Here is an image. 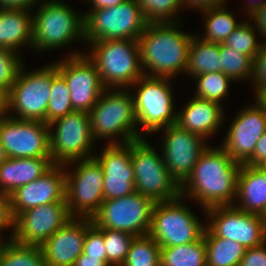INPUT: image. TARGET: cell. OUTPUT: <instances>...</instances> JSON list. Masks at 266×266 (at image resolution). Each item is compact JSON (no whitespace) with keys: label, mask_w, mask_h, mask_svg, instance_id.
Segmentation results:
<instances>
[{"label":"cell","mask_w":266,"mask_h":266,"mask_svg":"<svg viewBox=\"0 0 266 266\" xmlns=\"http://www.w3.org/2000/svg\"><path fill=\"white\" fill-rule=\"evenodd\" d=\"M51 157L8 158L0 165V193L10 195L46 173L52 166Z\"/></svg>","instance_id":"obj_24"},{"label":"cell","mask_w":266,"mask_h":266,"mask_svg":"<svg viewBox=\"0 0 266 266\" xmlns=\"http://www.w3.org/2000/svg\"><path fill=\"white\" fill-rule=\"evenodd\" d=\"M221 72L225 73L233 81L243 80L245 77L253 79L254 60L246 54L237 52L224 44H221Z\"/></svg>","instance_id":"obj_34"},{"label":"cell","mask_w":266,"mask_h":266,"mask_svg":"<svg viewBox=\"0 0 266 266\" xmlns=\"http://www.w3.org/2000/svg\"><path fill=\"white\" fill-rule=\"evenodd\" d=\"M50 91L45 119V123L48 125L54 120L75 111L71 104L70 90L68 89L67 83L57 72L54 63H52V86Z\"/></svg>","instance_id":"obj_31"},{"label":"cell","mask_w":266,"mask_h":266,"mask_svg":"<svg viewBox=\"0 0 266 266\" xmlns=\"http://www.w3.org/2000/svg\"><path fill=\"white\" fill-rule=\"evenodd\" d=\"M148 23H177L172 18L183 7L182 0H137ZM173 19V20H172Z\"/></svg>","instance_id":"obj_37"},{"label":"cell","mask_w":266,"mask_h":266,"mask_svg":"<svg viewBox=\"0 0 266 266\" xmlns=\"http://www.w3.org/2000/svg\"><path fill=\"white\" fill-rule=\"evenodd\" d=\"M205 18V36L202 40L206 42H213L216 44H223L227 37L241 25V23L235 21L233 13L228 12L224 5L209 8L203 11Z\"/></svg>","instance_id":"obj_30"},{"label":"cell","mask_w":266,"mask_h":266,"mask_svg":"<svg viewBox=\"0 0 266 266\" xmlns=\"http://www.w3.org/2000/svg\"><path fill=\"white\" fill-rule=\"evenodd\" d=\"M266 163V132L258 140L252 157L245 163L249 166H263Z\"/></svg>","instance_id":"obj_44"},{"label":"cell","mask_w":266,"mask_h":266,"mask_svg":"<svg viewBox=\"0 0 266 266\" xmlns=\"http://www.w3.org/2000/svg\"><path fill=\"white\" fill-rule=\"evenodd\" d=\"M160 266H207L204 236L192 243L161 247Z\"/></svg>","instance_id":"obj_29"},{"label":"cell","mask_w":266,"mask_h":266,"mask_svg":"<svg viewBox=\"0 0 266 266\" xmlns=\"http://www.w3.org/2000/svg\"><path fill=\"white\" fill-rule=\"evenodd\" d=\"M240 266H266V242L253 248H247Z\"/></svg>","instance_id":"obj_41"},{"label":"cell","mask_w":266,"mask_h":266,"mask_svg":"<svg viewBox=\"0 0 266 266\" xmlns=\"http://www.w3.org/2000/svg\"><path fill=\"white\" fill-rule=\"evenodd\" d=\"M39 5L32 16L34 50L65 47L76 38L84 40L83 14H75L72 8L60 0H47Z\"/></svg>","instance_id":"obj_5"},{"label":"cell","mask_w":266,"mask_h":266,"mask_svg":"<svg viewBox=\"0 0 266 266\" xmlns=\"http://www.w3.org/2000/svg\"><path fill=\"white\" fill-rule=\"evenodd\" d=\"M224 2L225 0H182L183 7L185 4L186 7L200 9L199 11L202 13L203 11H206L209 8L222 6Z\"/></svg>","instance_id":"obj_45"},{"label":"cell","mask_w":266,"mask_h":266,"mask_svg":"<svg viewBox=\"0 0 266 266\" xmlns=\"http://www.w3.org/2000/svg\"><path fill=\"white\" fill-rule=\"evenodd\" d=\"M260 217H261L262 222H263V224H264V226H265V228H266V207H265V209L263 210V212L260 214Z\"/></svg>","instance_id":"obj_55"},{"label":"cell","mask_w":266,"mask_h":266,"mask_svg":"<svg viewBox=\"0 0 266 266\" xmlns=\"http://www.w3.org/2000/svg\"><path fill=\"white\" fill-rule=\"evenodd\" d=\"M70 163L77 164V168L71 174L65 171L68 210L72 217L92 218L104 201L103 169L94 157Z\"/></svg>","instance_id":"obj_12"},{"label":"cell","mask_w":266,"mask_h":266,"mask_svg":"<svg viewBox=\"0 0 266 266\" xmlns=\"http://www.w3.org/2000/svg\"><path fill=\"white\" fill-rule=\"evenodd\" d=\"M0 118V143L10 158L51 157L50 128L42 121Z\"/></svg>","instance_id":"obj_15"},{"label":"cell","mask_w":266,"mask_h":266,"mask_svg":"<svg viewBox=\"0 0 266 266\" xmlns=\"http://www.w3.org/2000/svg\"><path fill=\"white\" fill-rule=\"evenodd\" d=\"M177 26L178 22L147 23L138 38L145 76L172 79L180 72L185 73L193 35L181 32Z\"/></svg>","instance_id":"obj_2"},{"label":"cell","mask_w":266,"mask_h":266,"mask_svg":"<svg viewBox=\"0 0 266 266\" xmlns=\"http://www.w3.org/2000/svg\"><path fill=\"white\" fill-rule=\"evenodd\" d=\"M256 104L264 111L266 115V87H256Z\"/></svg>","instance_id":"obj_50"},{"label":"cell","mask_w":266,"mask_h":266,"mask_svg":"<svg viewBox=\"0 0 266 266\" xmlns=\"http://www.w3.org/2000/svg\"><path fill=\"white\" fill-rule=\"evenodd\" d=\"M84 41L138 40L147 26L137 0H126L117 6L86 12Z\"/></svg>","instance_id":"obj_7"},{"label":"cell","mask_w":266,"mask_h":266,"mask_svg":"<svg viewBox=\"0 0 266 266\" xmlns=\"http://www.w3.org/2000/svg\"><path fill=\"white\" fill-rule=\"evenodd\" d=\"M228 129L221 147L234 161L245 164L266 132V115L256 104L246 107L238 112Z\"/></svg>","instance_id":"obj_19"},{"label":"cell","mask_w":266,"mask_h":266,"mask_svg":"<svg viewBox=\"0 0 266 266\" xmlns=\"http://www.w3.org/2000/svg\"><path fill=\"white\" fill-rule=\"evenodd\" d=\"M103 228L97 227L91 218H86V236L83 253L89 257H107Z\"/></svg>","instance_id":"obj_40"},{"label":"cell","mask_w":266,"mask_h":266,"mask_svg":"<svg viewBox=\"0 0 266 266\" xmlns=\"http://www.w3.org/2000/svg\"><path fill=\"white\" fill-rule=\"evenodd\" d=\"M253 85L266 87V44L263 43L260 52L254 60Z\"/></svg>","instance_id":"obj_42"},{"label":"cell","mask_w":266,"mask_h":266,"mask_svg":"<svg viewBox=\"0 0 266 266\" xmlns=\"http://www.w3.org/2000/svg\"><path fill=\"white\" fill-rule=\"evenodd\" d=\"M22 62L15 51L0 47V90L5 95L16 81Z\"/></svg>","instance_id":"obj_39"},{"label":"cell","mask_w":266,"mask_h":266,"mask_svg":"<svg viewBox=\"0 0 266 266\" xmlns=\"http://www.w3.org/2000/svg\"><path fill=\"white\" fill-rule=\"evenodd\" d=\"M124 1L126 0H90L89 2L93 6V9L90 11L99 10L106 7L117 6Z\"/></svg>","instance_id":"obj_49"},{"label":"cell","mask_w":266,"mask_h":266,"mask_svg":"<svg viewBox=\"0 0 266 266\" xmlns=\"http://www.w3.org/2000/svg\"><path fill=\"white\" fill-rule=\"evenodd\" d=\"M27 9H0V47L17 49L29 44L32 47V15Z\"/></svg>","instance_id":"obj_26"},{"label":"cell","mask_w":266,"mask_h":266,"mask_svg":"<svg viewBox=\"0 0 266 266\" xmlns=\"http://www.w3.org/2000/svg\"><path fill=\"white\" fill-rule=\"evenodd\" d=\"M164 130L162 158L171 176L181 186L191 175L194 165L208 145L203 137L176 124Z\"/></svg>","instance_id":"obj_18"},{"label":"cell","mask_w":266,"mask_h":266,"mask_svg":"<svg viewBox=\"0 0 266 266\" xmlns=\"http://www.w3.org/2000/svg\"><path fill=\"white\" fill-rule=\"evenodd\" d=\"M0 266H46L41 246L9 240L0 256Z\"/></svg>","instance_id":"obj_32"},{"label":"cell","mask_w":266,"mask_h":266,"mask_svg":"<svg viewBox=\"0 0 266 266\" xmlns=\"http://www.w3.org/2000/svg\"><path fill=\"white\" fill-rule=\"evenodd\" d=\"M56 126L55 134L52 128ZM50 154L53 164L69 165L70 162L92 158L91 147L95 140L91 133L89 113L73 111L49 124Z\"/></svg>","instance_id":"obj_11"},{"label":"cell","mask_w":266,"mask_h":266,"mask_svg":"<svg viewBox=\"0 0 266 266\" xmlns=\"http://www.w3.org/2000/svg\"><path fill=\"white\" fill-rule=\"evenodd\" d=\"M70 90V100L76 111L89 112L106 89L96 65L80 52L54 63Z\"/></svg>","instance_id":"obj_14"},{"label":"cell","mask_w":266,"mask_h":266,"mask_svg":"<svg viewBox=\"0 0 266 266\" xmlns=\"http://www.w3.org/2000/svg\"><path fill=\"white\" fill-rule=\"evenodd\" d=\"M254 1V0H253ZM251 1V2H249V3H247L248 5L246 6L247 7V12H248V14L250 15V16H252L259 8H261L265 3H266V0H262V1H260V2H256V1Z\"/></svg>","instance_id":"obj_51"},{"label":"cell","mask_w":266,"mask_h":266,"mask_svg":"<svg viewBox=\"0 0 266 266\" xmlns=\"http://www.w3.org/2000/svg\"><path fill=\"white\" fill-rule=\"evenodd\" d=\"M195 79H197V88L194 97L217 102L220 105L222 98L228 94L229 83L233 81L223 72L203 73Z\"/></svg>","instance_id":"obj_35"},{"label":"cell","mask_w":266,"mask_h":266,"mask_svg":"<svg viewBox=\"0 0 266 266\" xmlns=\"http://www.w3.org/2000/svg\"><path fill=\"white\" fill-rule=\"evenodd\" d=\"M232 206H215L205 210L211 222L206 228L215 236L230 239L246 249L266 242V228L260 214L249 213Z\"/></svg>","instance_id":"obj_16"},{"label":"cell","mask_w":266,"mask_h":266,"mask_svg":"<svg viewBox=\"0 0 266 266\" xmlns=\"http://www.w3.org/2000/svg\"><path fill=\"white\" fill-rule=\"evenodd\" d=\"M207 266H240L246 248L230 239L213 235L207 228L204 230Z\"/></svg>","instance_id":"obj_28"},{"label":"cell","mask_w":266,"mask_h":266,"mask_svg":"<svg viewBox=\"0 0 266 266\" xmlns=\"http://www.w3.org/2000/svg\"><path fill=\"white\" fill-rule=\"evenodd\" d=\"M170 78L143 75L133 85L138 86L133 95L137 123L145 133H153L176 123Z\"/></svg>","instance_id":"obj_10"},{"label":"cell","mask_w":266,"mask_h":266,"mask_svg":"<svg viewBox=\"0 0 266 266\" xmlns=\"http://www.w3.org/2000/svg\"><path fill=\"white\" fill-rule=\"evenodd\" d=\"M236 206L245 212L261 214L266 207V170L262 166L242 164L238 174Z\"/></svg>","instance_id":"obj_25"},{"label":"cell","mask_w":266,"mask_h":266,"mask_svg":"<svg viewBox=\"0 0 266 266\" xmlns=\"http://www.w3.org/2000/svg\"><path fill=\"white\" fill-rule=\"evenodd\" d=\"M64 165L54 164L40 178L18 187L10 195L11 212L19 213L53 202H66V174Z\"/></svg>","instance_id":"obj_20"},{"label":"cell","mask_w":266,"mask_h":266,"mask_svg":"<svg viewBox=\"0 0 266 266\" xmlns=\"http://www.w3.org/2000/svg\"><path fill=\"white\" fill-rule=\"evenodd\" d=\"M241 163L234 161L222 147H207L194 165L191 175L181 185V196L200 202L206 210L232 206L236 199ZM187 195V196H186Z\"/></svg>","instance_id":"obj_1"},{"label":"cell","mask_w":266,"mask_h":266,"mask_svg":"<svg viewBox=\"0 0 266 266\" xmlns=\"http://www.w3.org/2000/svg\"><path fill=\"white\" fill-rule=\"evenodd\" d=\"M106 88L96 105L88 112L93 139L109 138L107 145H123L143 138L135 127L137 123L133 94L125 89ZM141 133V134H140ZM119 141L112 139L117 136ZM120 135V136H119ZM122 141V142H121Z\"/></svg>","instance_id":"obj_3"},{"label":"cell","mask_w":266,"mask_h":266,"mask_svg":"<svg viewBox=\"0 0 266 266\" xmlns=\"http://www.w3.org/2000/svg\"><path fill=\"white\" fill-rule=\"evenodd\" d=\"M1 239H3V238L1 237V233H0V256L2 255V252L5 248V246L7 245L8 240H10V239H7L6 240L7 242L4 243Z\"/></svg>","instance_id":"obj_54"},{"label":"cell","mask_w":266,"mask_h":266,"mask_svg":"<svg viewBox=\"0 0 266 266\" xmlns=\"http://www.w3.org/2000/svg\"><path fill=\"white\" fill-rule=\"evenodd\" d=\"M255 29L246 21H243L223 43L225 46L237 52L249 55L253 60L261 50L263 43L257 41ZM258 42V43H257Z\"/></svg>","instance_id":"obj_38"},{"label":"cell","mask_w":266,"mask_h":266,"mask_svg":"<svg viewBox=\"0 0 266 266\" xmlns=\"http://www.w3.org/2000/svg\"><path fill=\"white\" fill-rule=\"evenodd\" d=\"M8 158L9 157L7 155L6 149L0 143V165L3 164Z\"/></svg>","instance_id":"obj_53"},{"label":"cell","mask_w":266,"mask_h":266,"mask_svg":"<svg viewBox=\"0 0 266 266\" xmlns=\"http://www.w3.org/2000/svg\"><path fill=\"white\" fill-rule=\"evenodd\" d=\"M40 0H0V9H27L35 6Z\"/></svg>","instance_id":"obj_46"},{"label":"cell","mask_w":266,"mask_h":266,"mask_svg":"<svg viewBox=\"0 0 266 266\" xmlns=\"http://www.w3.org/2000/svg\"><path fill=\"white\" fill-rule=\"evenodd\" d=\"M262 167L266 170V163Z\"/></svg>","instance_id":"obj_56"},{"label":"cell","mask_w":266,"mask_h":266,"mask_svg":"<svg viewBox=\"0 0 266 266\" xmlns=\"http://www.w3.org/2000/svg\"><path fill=\"white\" fill-rule=\"evenodd\" d=\"M93 157L104 172V200L124 197L136 191L130 142L123 145H107L100 157Z\"/></svg>","instance_id":"obj_21"},{"label":"cell","mask_w":266,"mask_h":266,"mask_svg":"<svg viewBox=\"0 0 266 266\" xmlns=\"http://www.w3.org/2000/svg\"><path fill=\"white\" fill-rule=\"evenodd\" d=\"M103 237L107 263L110 266H122L135 236L124 231L103 229Z\"/></svg>","instance_id":"obj_36"},{"label":"cell","mask_w":266,"mask_h":266,"mask_svg":"<svg viewBox=\"0 0 266 266\" xmlns=\"http://www.w3.org/2000/svg\"><path fill=\"white\" fill-rule=\"evenodd\" d=\"M197 35L194 34L190 42L185 73L195 78L203 73L221 72V44L206 42Z\"/></svg>","instance_id":"obj_27"},{"label":"cell","mask_w":266,"mask_h":266,"mask_svg":"<svg viewBox=\"0 0 266 266\" xmlns=\"http://www.w3.org/2000/svg\"><path fill=\"white\" fill-rule=\"evenodd\" d=\"M51 86L52 64L27 73L22 65L16 81L5 96V114L11 110L18 115L15 119L45 123Z\"/></svg>","instance_id":"obj_9"},{"label":"cell","mask_w":266,"mask_h":266,"mask_svg":"<svg viewBox=\"0 0 266 266\" xmlns=\"http://www.w3.org/2000/svg\"><path fill=\"white\" fill-rule=\"evenodd\" d=\"M86 218L73 217L41 246L46 266H74L83 253Z\"/></svg>","instance_id":"obj_22"},{"label":"cell","mask_w":266,"mask_h":266,"mask_svg":"<svg viewBox=\"0 0 266 266\" xmlns=\"http://www.w3.org/2000/svg\"><path fill=\"white\" fill-rule=\"evenodd\" d=\"M160 245L149 235L135 236L122 266H160Z\"/></svg>","instance_id":"obj_33"},{"label":"cell","mask_w":266,"mask_h":266,"mask_svg":"<svg viewBox=\"0 0 266 266\" xmlns=\"http://www.w3.org/2000/svg\"><path fill=\"white\" fill-rule=\"evenodd\" d=\"M90 45L93 51L87 56L96 65L105 88L127 89L144 75L138 40H99Z\"/></svg>","instance_id":"obj_4"},{"label":"cell","mask_w":266,"mask_h":266,"mask_svg":"<svg viewBox=\"0 0 266 266\" xmlns=\"http://www.w3.org/2000/svg\"><path fill=\"white\" fill-rule=\"evenodd\" d=\"M181 112L177 111L176 125L204 139L212 136L223 123L222 105L217 102L191 98Z\"/></svg>","instance_id":"obj_23"},{"label":"cell","mask_w":266,"mask_h":266,"mask_svg":"<svg viewBox=\"0 0 266 266\" xmlns=\"http://www.w3.org/2000/svg\"><path fill=\"white\" fill-rule=\"evenodd\" d=\"M72 218L66 202H53L30 208L14 218L12 239L24 245L42 246Z\"/></svg>","instance_id":"obj_17"},{"label":"cell","mask_w":266,"mask_h":266,"mask_svg":"<svg viewBox=\"0 0 266 266\" xmlns=\"http://www.w3.org/2000/svg\"><path fill=\"white\" fill-rule=\"evenodd\" d=\"M250 17L254 20L255 25L253 26H257V28H254L258 29L261 36L263 35L266 38V3Z\"/></svg>","instance_id":"obj_48"},{"label":"cell","mask_w":266,"mask_h":266,"mask_svg":"<svg viewBox=\"0 0 266 266\" xmlns=\"http://www.w3.org/2000/svg\"><path fill=\"white\" fill-rule=\"evenodd\" d=\"M183 197L156 202L152 211L149 235L160 247H171L195 242L203 237L206 226L181 204Z\"/></svg>","instance_id":"obj_8"},{"label":"cell","mask_w":266,"mask_h":266,"mask_svg":"<svg viewBox=\"0 0 266 266\" xmlns=\"http://www.w3.org/2000/svg\"><path fill=\"white\" fill-rule=\"evenodd\" d=\"M131 162L134 168L135 190L156 202H165L181 196V186L171 176L162 155L140 138L130 142Z\"/></svg>","instance_id":"obj_6"},{"label":"cell","mask_w":266,"mask_h":266,"mask_svg":"<svg viewBox=\"0 0 266 266\" xmlns=\"http://www.w3.org/2000/svg\"><path fill=\"white\" fill-rule=\"evenodd\" d=\"M154 204L153 200L135 191L124 197L104 200L91 219L99 228L124 231L133 236L147 235Z\"/></svg>","instance_id":"obj_13"},{"label":"cell","mask_w":266,"mask_h":266,"mask_svg":"<svg viewBox=\"0 0 266 266\" xmlns=\"http://www.w3.org/2000/svg\"><path fill=\"white\" fill-rule=\"evenodd\" d=\"M5 96L0 90V118L5 114Z\"/></svg>","instance_id":"obj_52"},{"label":"cell","mask_w":266,"mask_h":266,"mask_svg":"<svg viewBox=\"0 0 266 266\" xmlns=\"http://www.w3.org/2000/svg\"><path fill=\"white\" fill-rule=\"evenodd\" d=\"M9 227L13 228L12 235L9 238H13L14 232V217L11 212L10 198L9 195L0 193V232Z\"/></svg>","instance_id":"obj_43"},{"label":"cell","mask_w":266,"mask_h":266,"mask_svg":"<svg viewBox=\"0 0 266 266\" xmlns=\"http://www.w3.org/2000/svg\"><path fill=\"white\" fill-rule=\"evenodd\" d=\"M74 266H110L107 263V257H89L82 253L77 259Z\"/></svg>","instance_id":"obj_47"}]
</instances>
